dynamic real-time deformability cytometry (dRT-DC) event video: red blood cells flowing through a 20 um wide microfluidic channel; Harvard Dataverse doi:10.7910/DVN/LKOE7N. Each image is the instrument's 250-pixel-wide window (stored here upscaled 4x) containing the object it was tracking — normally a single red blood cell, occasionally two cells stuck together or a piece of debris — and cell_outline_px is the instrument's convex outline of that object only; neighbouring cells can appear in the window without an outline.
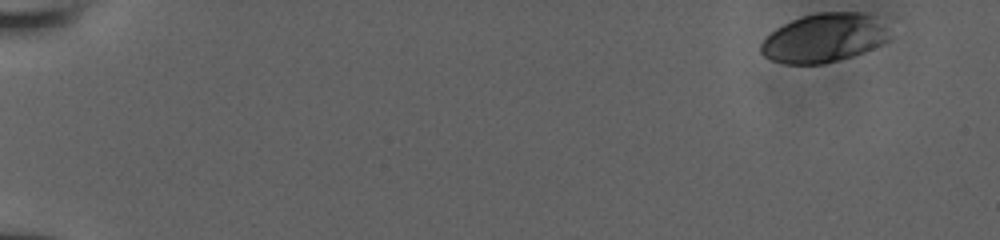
{"species": "human", "species_latin": "Homo sapiens", "temperature_condition": "room temperature", "stored_images_in_passage": 14, "camera_frame_rate_fps": 3000, "um_per_image_px": 0.085, "donor": {"sex": "male"}, "frame": {"image": 1, "passage_image": 1, "time_ms": 0.0, "image_size_px": [1000, 240], "cell_outline_px": [[888, 40], [864, 52], [852, 56], [820, 64], [784, 64], [772, 60], [764, 56], [760, 52], [760, 44], [776, 28], [792, 20], [816, 12], [860, 12], [868, 16], [884, 28]], "centroid_in_image_um": [69.94, 3.25], "position_along_channel_um": 15.1, "area_um2": 35.6}}
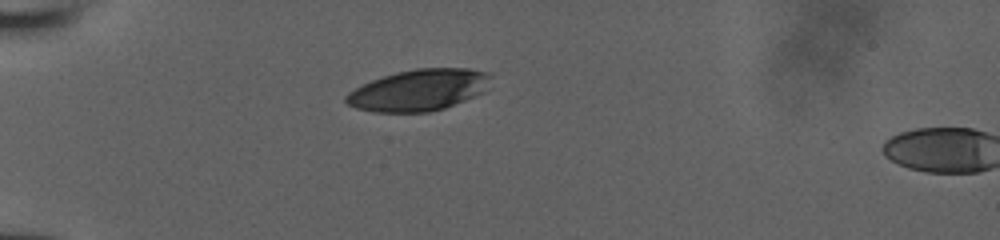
{"frame": {"image": 2, "passage_image": 12, "time_ms": 3.667, "image_size_px": [1000, 240], "cell_outline_px": [[492, 88], [484, 92], [444, 108], [428, 112], [372, 112], [356, 108], [348, 104], [344, 100], [344, 96], [348, 92], [372, 80], [396, 72], [416, 68], [468, 68], [492, 72]], "centroid_in_image_um": [35.67, 7.64], "position_along_channel_um": 49.3, "area_um2": 35.32}}